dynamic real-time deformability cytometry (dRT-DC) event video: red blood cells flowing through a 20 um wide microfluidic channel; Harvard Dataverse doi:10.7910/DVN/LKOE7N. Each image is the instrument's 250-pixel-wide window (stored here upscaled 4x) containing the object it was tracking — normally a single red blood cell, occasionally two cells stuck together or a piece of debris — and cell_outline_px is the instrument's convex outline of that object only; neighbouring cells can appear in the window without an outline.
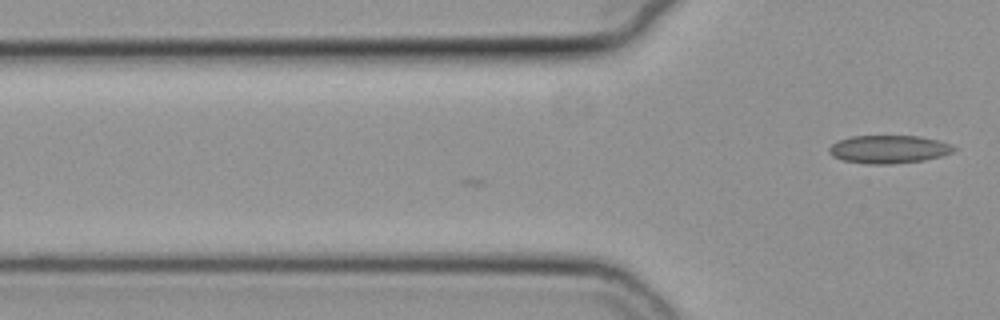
{"species": "common noctule bat (a hibernating species)", "species_latin": "Nyctalus noctula", "temperature_condition": "cold", "stored_images_in_passage": 17, "camera_frame_rate_fps": 3000, "um_per_image_px": 0.085, "animal": {"sex": "female", "body_mass_g": 19.3, "forearm_length_mm": 54.1}, "frame": {"image": 1, "passage_image": 17, "time_ms": 5.333, "image_size_px": [1000, 320], "cell_outline_px": [[956, 148], [952, 152], [940, 156], [924, 160], [892, 164], [868, 164], [844, 160], [832, 156], [828, 152], [828, 148], [832, 144], [840, 140], [852, 136], [920, 136], [936, 140], [948, 144]], "centroid_in_image_um": [75.51, 12.69], "position_along_channel_um": 50.3, "area_um2": 20.17}}